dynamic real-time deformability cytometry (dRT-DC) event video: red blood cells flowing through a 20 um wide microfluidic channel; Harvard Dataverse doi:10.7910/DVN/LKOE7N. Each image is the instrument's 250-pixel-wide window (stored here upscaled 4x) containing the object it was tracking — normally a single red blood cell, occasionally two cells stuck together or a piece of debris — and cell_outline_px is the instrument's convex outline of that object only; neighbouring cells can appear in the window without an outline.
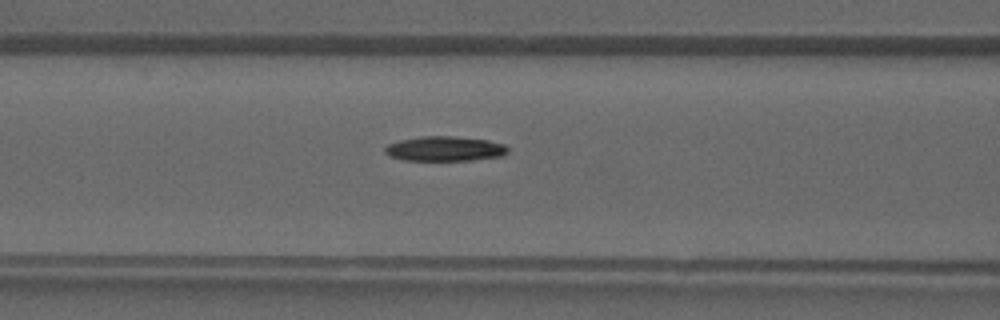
{"species": "common noctule bat (a hibernating species)", "species_latin": "Nyctalus noctula", "temperature_condition": "warm", "stored_images_in_passage": 42, "camera_frame_rate_fps": 3000, "um_per_image_px": 0.085, "animal": {"sex": "male", "forearm_length_mm": 52.5}, "frame": {"image": 1, "passage_image": 18, "time_ms": 5.667, "image_size_px": [1000, 320], "cell_outline_px": [[508, 152], [500, 156], [472, 160], [404, 160], [388, 156], [384, 152], [384, 148], [388, 144], [400, 140], [420, 136], [456, 136], [488, 140], [504, 144], [508, 148]], "centroid_in_image_um": [37.78, 12.63], "position_along_channel_um": 128.8, "area_um2": 17.8}}
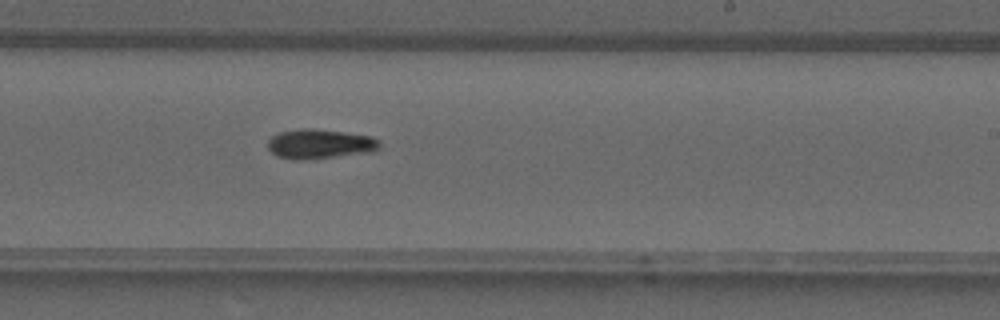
{"frame": {"image": 2, "passage_image": 26, "time_ms": 8.333, "image_size_px": [1000, 320], "cell_outline_px": [[380, 148], [372, 152], [300, 160], [292, 160], [276, 156], [268, 148], [268, 140], [272, 136], [280, 132], [300, 128], [312, 128], [344, 132], [368, 136], [380, 140]], "centroid_in_image_um": [27.16, 12.23], "position_along_channel_um": 261.8, "area_um2": 19.25}}
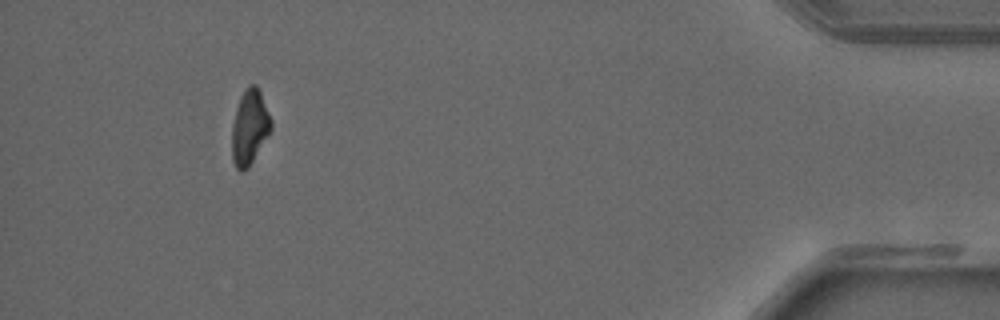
{"frame": {"image": 3, "passage_image": 39, "time_ms": 12.667, "image_size_px": [1000, 320], "cell_outline_px": [[272, 128], [248, 168], [244, 172], [240, 172], [236, 168], [232, 160], [232, 124], [236, 108], [240, 96], [244, 88], [248, 84], [256, 84], [260, 92], [272, 120]], "centroid_in_image_um": [21.2, 10.8], "position_along_channel_um": 414.0, "area_um2": 17.17}}